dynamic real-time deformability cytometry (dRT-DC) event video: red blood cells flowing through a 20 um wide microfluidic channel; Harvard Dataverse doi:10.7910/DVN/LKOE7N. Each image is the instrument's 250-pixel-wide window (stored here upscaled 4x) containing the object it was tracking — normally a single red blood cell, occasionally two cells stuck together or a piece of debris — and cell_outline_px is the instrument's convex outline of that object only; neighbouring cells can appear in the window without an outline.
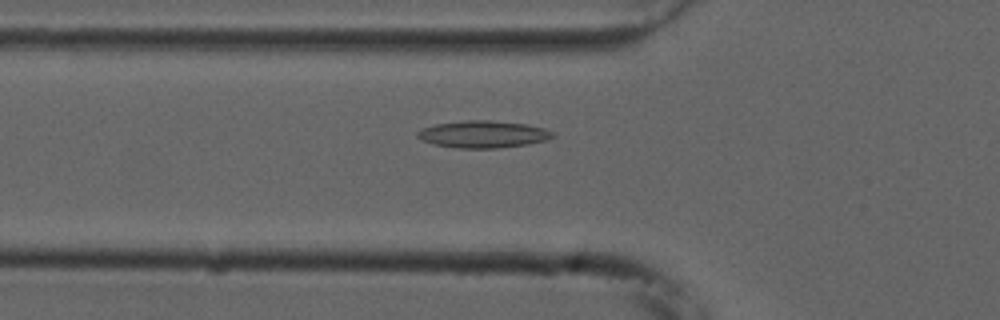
{"species": "common noctule bat (a hibernating species)", "species_latin": "Nyctalus noctula", "temperature_condition": "cold", "stored_images_in_passage": 52, "camera_frame_rate_fps": 3000, "um_per_image_px": 0.085, "animal": {"sex": "male", "forearm_length_mm": 52.5}, "frame": {"image": 1, "passage_image": 19, "time_ms": 6.0, "image_size_px": [1000, 320], "cell_outline_px": [[556, 136], [548, 140], [528, 144], [496, 148], [456, 148], [432, 144], [416, 136], [416, 132], [424, 128], [436, 124], [464, 120], [492, 120], [528, 124], [544, 128], [556, 132]], "centroid_in_image_um": [41.13, 11.41], "position_along_channel_um": 84.7, "area_um2": 21.56}}
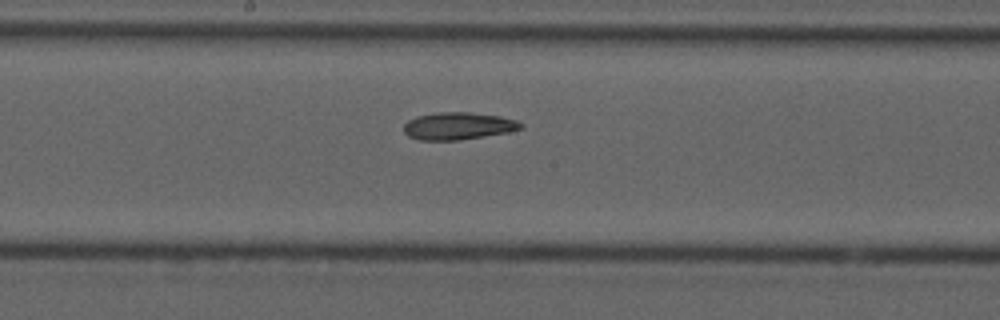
{"frame": {"image": 2, "passage_image": 29, "time_ms": 9.333, "image_size_px": [1000, 320], "cell_outline_px": [[524, 128], [508, 132], [460, 140], [420, 140], [408, 136], [404, 132], [404, 124], [408, 120], [416, 116], [440, 112], [468, 112], [500, 116], [516, 120], [524, 124]], "centroid_in_image_um": [38.95, 10.71], "position_along_channel_um": 209.2, "area_um2": 18.67}}
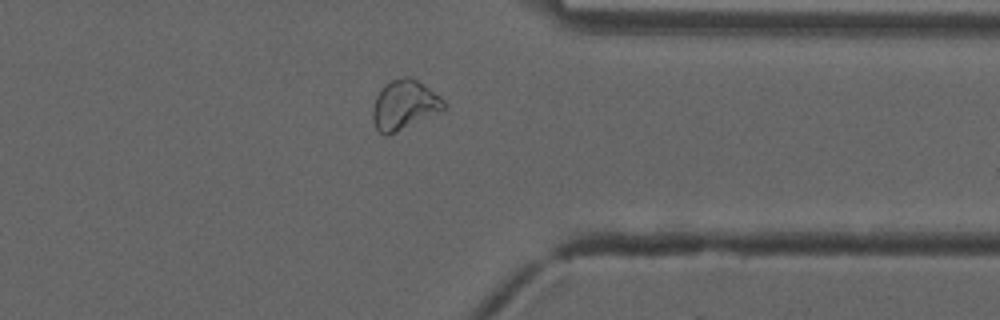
{"frame": {"image": 3, "passage_image": 43, "time_ms": 14.0, "image_size_px": [1000, 320], "cell_outline_px": [[448, 104], [444, 108], [388, 136], [384, 136], [376, 128], [372, 120], [372, 108], [376, 96], [384, 84], [392, 80], [404, 76], [408, 76], [416, 80], [440, 96]], "centroid_in_image_um": [34.31, 8.91], "position_along_channel_um": 377.1, "area_um2": 20.17}}